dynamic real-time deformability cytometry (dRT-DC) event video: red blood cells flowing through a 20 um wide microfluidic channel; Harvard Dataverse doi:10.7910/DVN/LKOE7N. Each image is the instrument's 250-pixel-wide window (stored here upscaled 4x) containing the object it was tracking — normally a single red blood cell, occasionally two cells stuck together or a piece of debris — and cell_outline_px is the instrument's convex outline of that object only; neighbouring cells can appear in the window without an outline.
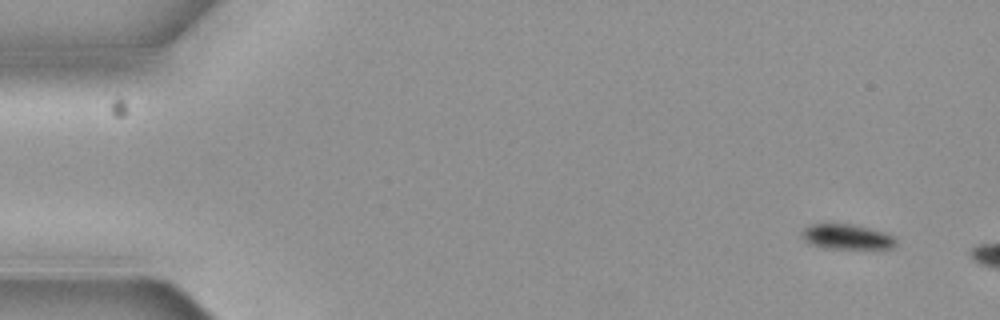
{"species": "common noctule bat (a hibernating species)", "species_latin": "Nyctalus noctula", "temperature_condition": "cold", "stored_images_in_passage": 3, "camera_frame_rate_fps": 3000, "um_per_image_px": 0.085, "animal": {"sex": "female", "body_mass_g": 19.3, "forearm_length_mm": 54.1}, "frame": {"image": 1, "passage_image": 1, "time_ms": 0.0, "image_size_px": [1000, 320], "cell_outline_px": [[896, 244], [892, 248], [824, 248], [812, 244], [804, 240], [804, 228], [812, 224], [852, 224], [884, 232], [892, 236], [896, 240]], "centroid_in_image_um": [72.0, 20.13], "position_along_channel_um": 13.0, "area_um2": 13.35}}